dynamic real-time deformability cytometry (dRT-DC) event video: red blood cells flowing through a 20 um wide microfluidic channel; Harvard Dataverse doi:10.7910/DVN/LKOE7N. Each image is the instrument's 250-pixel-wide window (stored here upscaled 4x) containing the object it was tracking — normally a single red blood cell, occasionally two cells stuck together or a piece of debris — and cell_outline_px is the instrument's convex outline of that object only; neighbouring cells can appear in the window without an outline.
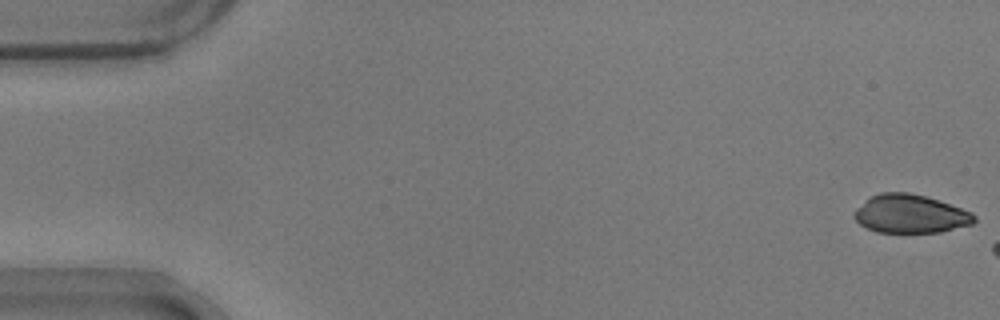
{"species": "common noctule bat (a hibernating species)", "species_latin": "Nyctalus noctula", "temperature_condition": "warm", "stored_images_in_passage": 7, "camera_frame_rate_fps": 3000, "um_per_image_px": 0.085, "animal": {"sex": "male", "body_mass_g": 17.9}, "frame": {"image": 1, "passage_image": 1, "time_ms": 0.0, "image_size_px": [1000, 320], "cell_outline_px": [[976, 220], [972, 224], [940, 232], [876, 232], [860, 224], [852, 216], [852, 212], [856, 208], [872, 196], [880, 192], [908, 192], [924, 196], [972, 212], [976, 216]], "centroid_in_image_um": [77.35, 18.18], "position_along_channel_um": 7.6, "area_um2": 26.65}}